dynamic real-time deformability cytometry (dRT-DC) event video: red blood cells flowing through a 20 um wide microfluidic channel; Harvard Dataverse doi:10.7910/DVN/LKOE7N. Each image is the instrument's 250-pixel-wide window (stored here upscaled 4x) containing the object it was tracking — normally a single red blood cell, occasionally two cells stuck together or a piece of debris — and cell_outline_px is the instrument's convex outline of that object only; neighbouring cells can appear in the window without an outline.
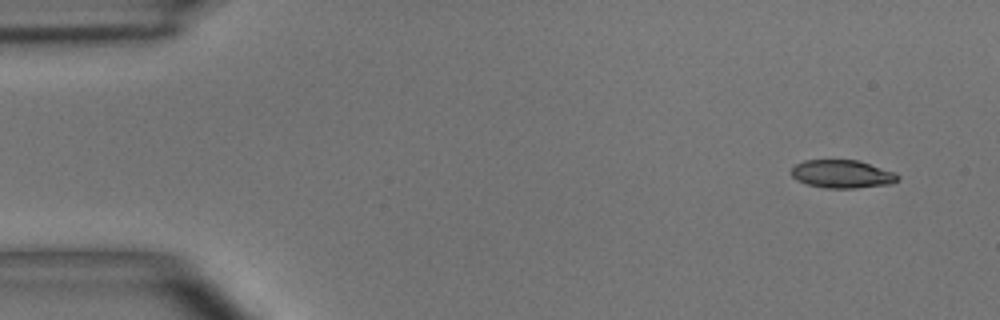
{"species": "common noctule bat (a hibernating species)", "species_latin": "Nyctalus noctula", "temperature_condition": "room temperature", "stored_images_in_passage": 4, "camera_frame_rate_fps": 3000, "um_per_image_px": 0.085, "animal": {"sex": "male", "body_mass_g": 15.6}, "frame": {"image": 1, "passage_image": 1, "time_ms": 0.0, "image_size_px": [1000, 320], "cell_outline_px": [[900, 180], [892, 184], [856, 188], [828, 188], [808, 184], [796, 180], [792, 176], [792, 168], [796, 164], [804, 160], [856, 160], [896, 172], [900, 176]], "centroid_in_image_um": [71.63, 14.8], "position_along_channel_um": 13.4, "area_um2": 17.46}}
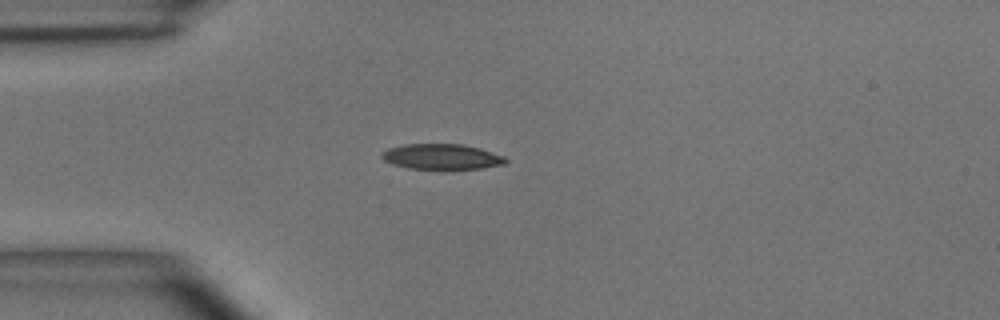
{"frame": {"image": 2, "passage_image": 4, "time_ms": 3.333, "image_size_px": [1000, 320], "cell_outline_px": [[508, 160], [504, 164], [480, 168], [408, 168], [392, 164], [384, 160], [380, 156], [380, 152], [388, 148], [404, 144], [460, 144], [480, 148], [504, 156]], "centroid_in_image_um": [37.5, 13.3], "position_along_channel_um": 47.5, "area_um2": 18.15}}